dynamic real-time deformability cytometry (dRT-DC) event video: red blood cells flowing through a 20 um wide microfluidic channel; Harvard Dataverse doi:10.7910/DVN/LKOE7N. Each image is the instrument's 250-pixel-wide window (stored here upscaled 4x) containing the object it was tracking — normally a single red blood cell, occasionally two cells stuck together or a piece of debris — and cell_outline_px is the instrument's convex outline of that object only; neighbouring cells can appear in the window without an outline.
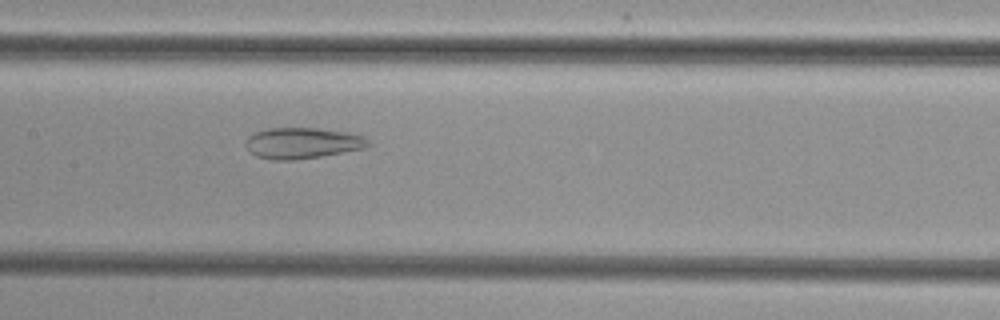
{"species": "common noctule bat (a hibernating species)", "species_latin": "Nyctalus noctula", "temperature_condition": "cold", "stored_images_in_passage": 52, "camera_frame_rate_fps": 3000, "um_per_image_px": 0.085, "animal": {"sex": "female", "body_mass_g": 29.2, "forearm_length_mm": 56.3}, "frame": {"image": 1, "passage_image": 26, "time_ms": 8.333, "image_size_px": [1000, 320], "cell_outline_px": [[372, 144], [364, 148], [320, 156], [292, 160], [272, 160], [256, 156], [248, 148], [248, 136], [256, 132], [268, 128], [316, 128], [348, 132], [368, 136]], "centroid_in_image_um": [25.78, 12.15], "position_along_channel_um": 181.6, "area_um2": 22.02}}
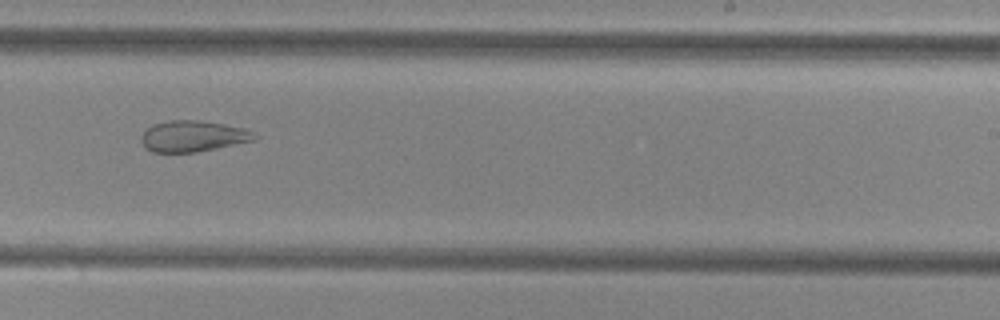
{"frame": {"image": 2, "passage_image": 33, "time_ms": 10.667, "image_size_px": [1000, 320], "cell_outline_px": [[260, 136], [256, 140], [196, 152], [152, 152], [144, 148], [140, 140], [140, 136], [144, 128], [152, 124], [172, 120], [200, 120], [224, 124], [244, 128]], "centroid_in_image_um": [16.36, 11.57], "position_along_channel_um": 272.6, "area_um2": 20.81}}
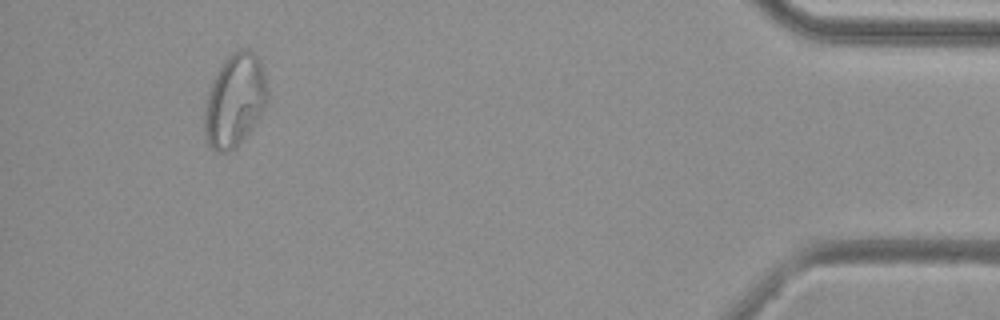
{"frame": {"image": 3, "passage_image": 49, "time_ms": 16.0, "image_size_px": [1000, 320], "cell_outline_px": [[268, 96], [264, 108], [248, 132], [236, 148], [228, 152], [216, 152], [204, 140], [204, 104], [208, 88], [224, 56], [240, 48], [248, 48], [256, 56], [260, 64], [268, 88]], "centroid_in_image_um": [19.9, 8.52], "position_along_channel_um": 415.3, "area_um2": 34.45}}